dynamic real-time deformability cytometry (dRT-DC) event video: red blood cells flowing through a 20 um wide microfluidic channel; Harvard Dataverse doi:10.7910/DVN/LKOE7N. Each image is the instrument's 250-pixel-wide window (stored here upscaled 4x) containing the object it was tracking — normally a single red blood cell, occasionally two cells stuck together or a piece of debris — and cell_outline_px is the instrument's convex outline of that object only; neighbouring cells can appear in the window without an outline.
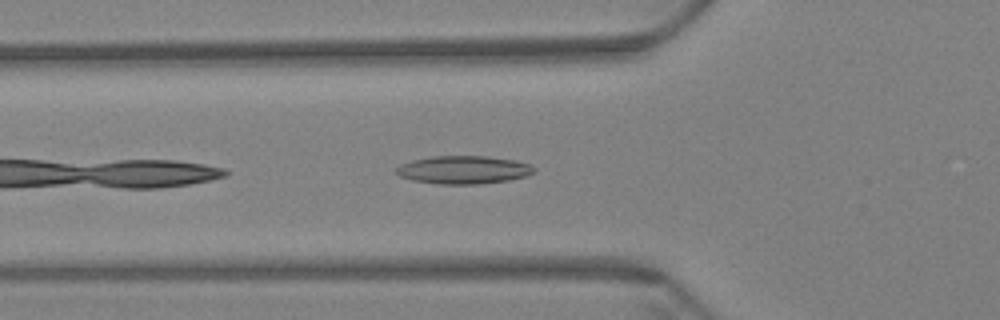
{"species": "Egyptian fruit bat (a non-hibernating species)", "species_latin": "Rousettus aegyptiacus", "temperature_condition": "warm", "stored_images_in_passage": 19, "camera_frame_rate_fps": 3000, "um_per_image_px": 0.085, "animal": {"sex": "female"}, "frame": {"image": 1, "passage_image": 4, "time_ms": 1.0, "image_size_px": [1000, 320], "cell_outline_px": [[536, 172], [528, 176], [508, 180], [480, 184], [436, 184], [412, 180], [400, 176], [392, 172], [400, 164], [412, 160], [432, 156], [488, 156], [516, 160], [532, 164], [536, 168]], "centroid_in_image_um": [39.42, 14.43], "position_along_channel_um": 86.4, "area_um2": 22.95}}
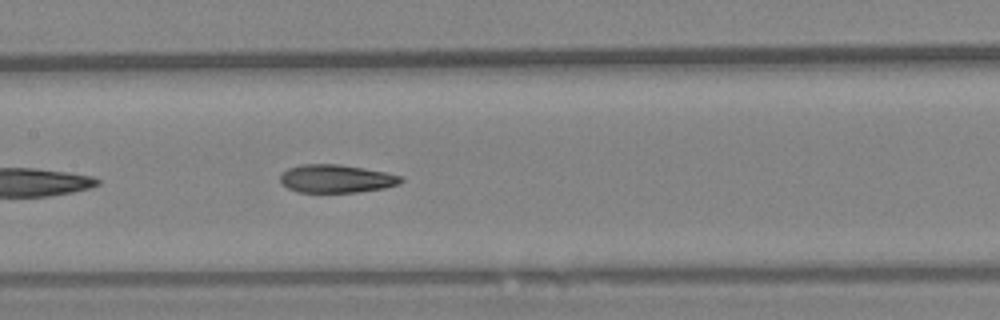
{"frame": {"image": 2, "passage_image": 12, "time_ms": 3.667, "image_size_px": [1000, 320], "cell_outline_px": [[404, 180], [400, 184], [384, 188], [360, 192], [296, 192], [280, 184], [280, 172], [288, 168], [300, 164], [340, 164], [364, 168], [384, 172], [400, 176]], "centroid_in_image_um": [28.54, 15.19], "position_along_channel_um": 178.9, "area_um2": 20.0}}
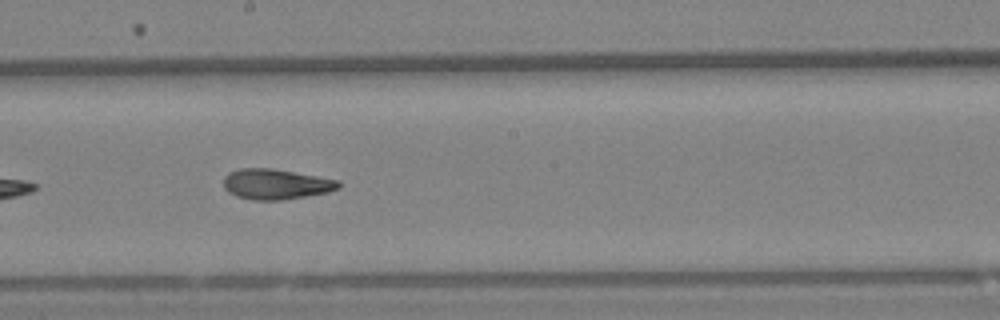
{"frame": {"image": 3, "passage_image": 16, "time_ms": 5.0, "image_size_px": [1000, 320], "cell_outline_px": [[340, 188], [328, 192], [280, 200], [252, 200], [236, 196], [228, 192], [224, 188], [224, 176], [228, 172], [240, 168], [272, 168], [340, 180]], "centroid_in_image_um": [23.43, 15.64], "position_along_channel_um": 224.8, "area_um2": 20.4}}